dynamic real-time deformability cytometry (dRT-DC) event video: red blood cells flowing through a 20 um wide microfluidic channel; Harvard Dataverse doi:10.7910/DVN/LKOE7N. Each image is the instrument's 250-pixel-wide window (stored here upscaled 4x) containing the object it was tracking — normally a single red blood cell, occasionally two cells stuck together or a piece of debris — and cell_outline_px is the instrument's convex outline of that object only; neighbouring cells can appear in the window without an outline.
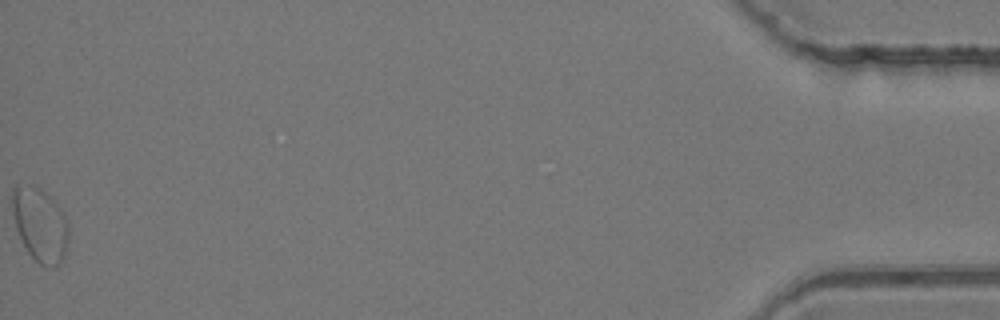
{"species": "common noctule bat (a hibernating species)", "species_latin": "Nyctalus noctula", "temperature_condition": "room temperature", "stored_images_in_passage": 35, "segment_of_instrument_passage": [2, 2], "camera_frame_rate_fps": 3000, "um_per_image_px": 0.085, "animal": {"sex": "female", "body_mass_g": 24.6, "forearm_length_mm": 56.2}, "frame": {"image": 1, "passage_image": 35, "time_ms": 11.333, "image_size_px": [1000, 320], "cell_outline_px": [[68, 240], [64, 256], [60, 264], [56, 264], [52, 260], [32, 188], [40, 188], [52, 196], [68, 220]], "centroid_in_image_um": [4.47, 19.06], "position_along_channel_um": 430.7, "area_um2": 10.69}}